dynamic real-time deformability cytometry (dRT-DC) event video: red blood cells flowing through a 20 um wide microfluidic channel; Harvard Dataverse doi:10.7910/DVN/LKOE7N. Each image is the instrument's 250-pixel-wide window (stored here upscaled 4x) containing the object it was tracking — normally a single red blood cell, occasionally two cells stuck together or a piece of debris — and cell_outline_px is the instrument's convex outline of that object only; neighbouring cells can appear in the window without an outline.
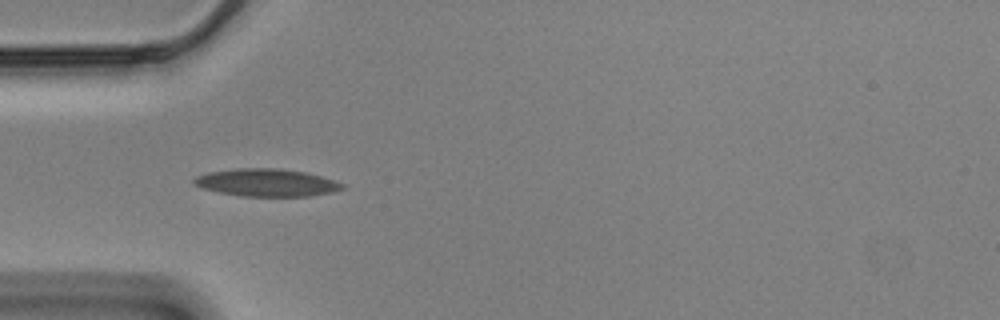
{"species": "Egyptian fruit bat (a non-hibernating species)", "species_latin": "Rousettus aegyptiacus", "temperature_condition": "cold", "stored_images_in_passage": 41, "camera_frame_rate_fps": 3000, "um_per_image_px": 0.085, "animal": {"sex": "male"}, "frame": {"image": 1, "passage_image": 1, "time_ms": 0.0, "image_size_px": [1000, 320], "cell_outline_px": [[344, 188], [332, 192], [308, 196], [240, 196], [220, 192], [204, 188], [196, 184], [192, 180], [196, 176], [208, 172], [240, 168], [280, 168], [304, 172], [320, 176], [344, 184]], "centroid_in_image_um": [22.66, 15.52], "position_along_channel_um": 62.3, "area_um2": 23.52}}
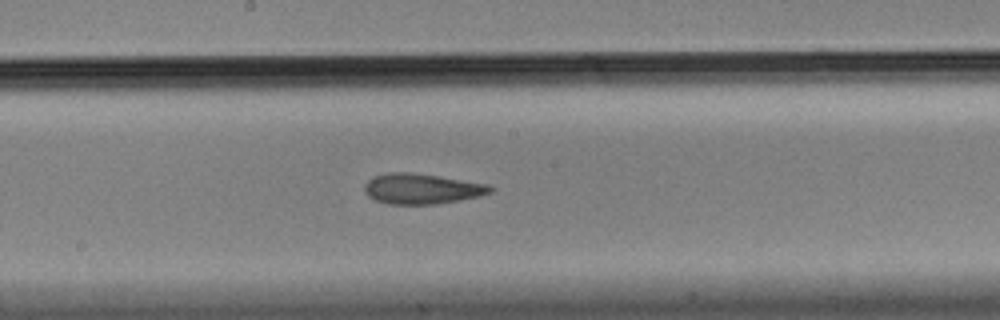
{"frame": {"image": 2, "passage_image": 14, "time_ms": 4.333, "image_size_px": [1000, 320], "cell_outline_px": [[496, 188], [492, 192], [480, 196], [460, 200], [436, 204], [388, 204], [376, 200], [368, 196], [364, 192], [364, 184], [372, 176], [388, 172], [408, 172], [436, 176], [488, 184]], "centroid_in_image_um": [35.84, 16.05], "position_along_channel_um": 212.4, "area_um2": 22.31}}
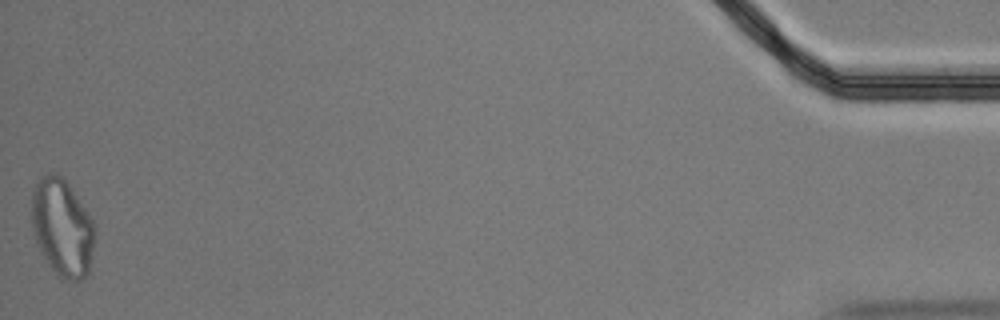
{"frame": {"image": 3, "passage_image": 41, "time_ms": 13.333, "image_size_px": [1000, 320], "cell_outline_px": [[96, 228], [88, 272], [80, 280], [60, 280], [56, 276], [48, 264], [36, 240], [32, 224], [32, 192], [40, 176], [48, 172], [56, 172], [64, 180], [84, 208], [92, 220]], "centroid_in_image_um": [5.27, 19.36], "position_along_channel_um": 429.9, "area_um2": 35.37}, "authors_computed_cell_mechanics": {"area_um2": 22.3686, "velocity_mm_per_s": 3.4754, "shape_relaxation_time_tau1_ms": null, "shape_relaxation_time_tau2_ms": 3.9812, "deformation_change_tau1": null, "deformation_change_tau2": 0.1405}}